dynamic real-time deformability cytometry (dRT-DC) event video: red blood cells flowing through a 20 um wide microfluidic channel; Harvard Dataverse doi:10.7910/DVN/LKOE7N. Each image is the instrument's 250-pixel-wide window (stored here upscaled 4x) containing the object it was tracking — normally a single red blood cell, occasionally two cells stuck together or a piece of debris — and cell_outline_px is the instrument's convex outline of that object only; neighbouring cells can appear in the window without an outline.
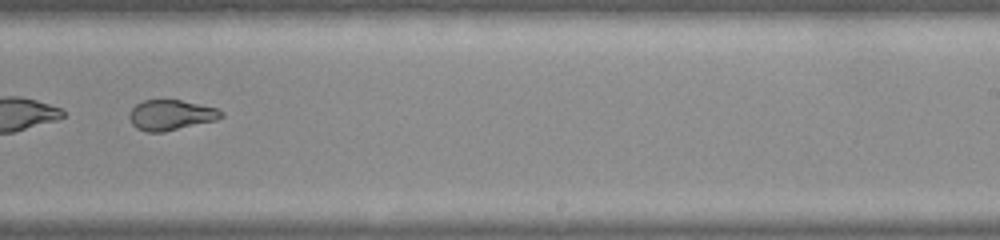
{"species": "common noctule bat (a hibernating species)", "species_latin": "Nyctalus noctula", "temperature_condition": "warm", "stored_images_in_passage": 33, "camera_frame_rate_fps": 3000, "um_per_image_px": 0.085, "animal": {"sex": "female", "body_mass_g": 22.0, "forearm_length_mm": 56.7}, "frame": {"image": 1, "passage_image": 19, "time_ms": 6.0, "image_size_px": [1000, 240], "cell_outline_px": [[224, 116], [216, 120], [164, 132], [148, 132], [136, 128], [132, 124], [128, 116], [132, 108], [136, 104], [144, 100], [180, 100], [216, 108], [224, 112]], "centroid_in_image_um": [14.52, 9.78], "position_along_channel_um": 274.5, "area_um2": 16.18}}